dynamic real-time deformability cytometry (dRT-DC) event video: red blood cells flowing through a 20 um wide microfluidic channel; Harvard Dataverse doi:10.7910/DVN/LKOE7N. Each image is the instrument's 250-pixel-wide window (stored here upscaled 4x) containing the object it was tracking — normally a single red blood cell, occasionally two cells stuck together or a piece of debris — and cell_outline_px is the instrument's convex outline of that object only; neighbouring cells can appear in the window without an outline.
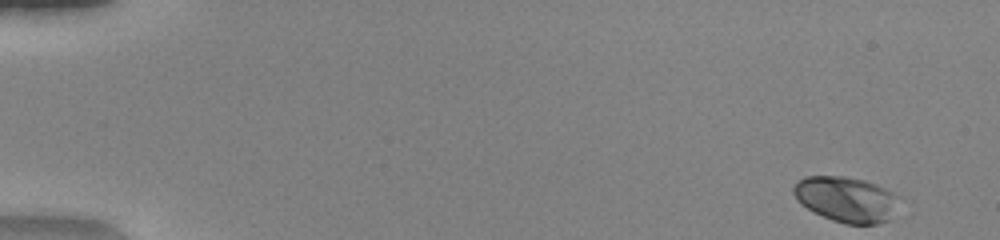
{"species": "human", "species_latin": "Homo sapiens", "temperature_condition": "warm", "stored_images_in_passage": 49, "camera_frame_rate_fps": 3000, "um_per_image_px": 0.085, "donor": {"sex": "female"}, "frame": {"image": 1, "passage_image": 1, "time_ms": 0.0, "image_size_px": [1000, 240], "cell_outline_px": [[900, 196], [888, 220], [876, 224], [844, 224], [832, 220], [800, 204], [796, 200], [792, 192], [792, 188], [804, 176], [844, 176], [864, 180], [876, 184]], "centroid_in_image_um": [71.9, 16.93], "position_along_channel_um": 13.1, "area_um2": 27.74}}
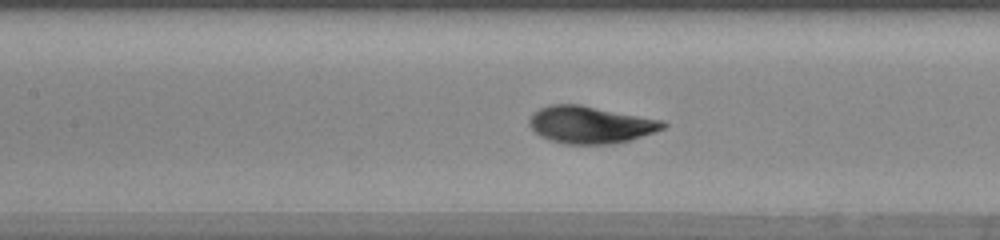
{"frame": {"image": 2, "passage_image": 23, "time_ms": 7.333, "image_size_px": [1000, 240], "cell_outline_px": [[668, 124], [664, 128], [632, 140], [612, 144], [564, 144], [540, 136], [528, 124], [528, 120], [532, 112], [548, 104], [580, 104], [664, 120]], "centroid_in_image_um": [50.19, 10.59], "position_along_channel_um": 157.2, "area_um2": 29.25}}
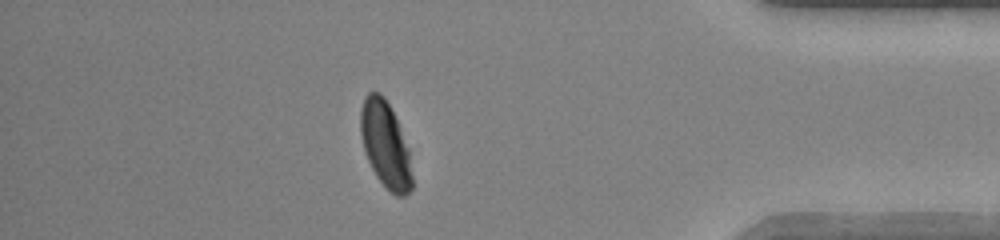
{"frame": {"image": 3, "passage_image": 43, "time_ms": 14.0, "image_size_px": [1000, 240], "cell_outline_px": [[412, 188], [404, 196], [396, 196], [376, 176], [364, 152], [360, 132], [360, 108], [364, 96], [368, 92], [380, 92], [384, 96], [396, 120], [408, 148], [412, 176]], "centroid_in_image_um": [32.73, 12.27], "position_along_channel_um": 402.5, "area_um2": 25.61}, "authors_computed_cell_mechanics": {"area_um2": 27.744, "velocity_mm_per_s": 4.1337, "shape_relaxation_time_tau1_ms": 2.2446, "shape_relaxation_time_tau2_ms": null, "deformation_change_tau1": 0.1288, "deformation_change_tau2": null}}